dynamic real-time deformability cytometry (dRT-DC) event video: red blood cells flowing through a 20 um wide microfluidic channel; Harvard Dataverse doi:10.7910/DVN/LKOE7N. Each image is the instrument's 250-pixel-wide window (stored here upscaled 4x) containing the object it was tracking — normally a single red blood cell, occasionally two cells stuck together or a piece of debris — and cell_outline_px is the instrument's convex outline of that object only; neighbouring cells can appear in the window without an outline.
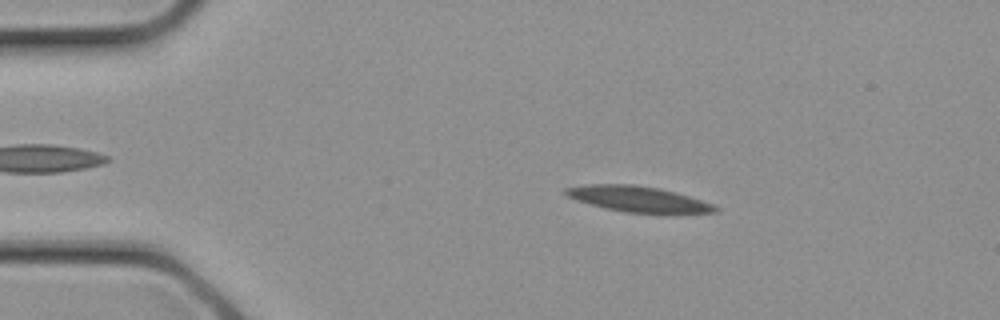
{"species": "common noctule bat (a hibernating species)", "species_latin": "Nyctalus noctula", "temperature_condition": "cold", "stored_images_in_passage": 9, "camera_frame_rate_fps": 3000, "um_per_image_px": 0.085, "animal": {"sex": "female", "body_mass_g": 21.9}, "frame": {"image": 1, "passage_image": 4, "time_ms": 1.0, "image_size_px": [1000, 320], "cell_outline_px": [[720, 212], [624, 212], [604, 208], [576, 200], [568, 196], [564, 192], [564, 188], [588, 184], [632, 184], [660, 188], [676, 192], [712, 204], [720, 208]], "centroid_in_image_um": [54.19, 16.9], "position_along_channel_um": 30.8, "area_um2": 21.96}}
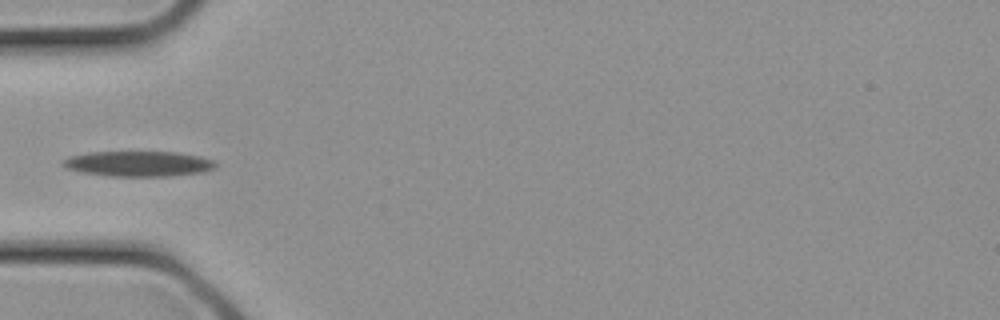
{"frame": {"image": 2, "passage_image": 8, "time_ms": 2.333, "image_size_px": [1000, 320], "cell_outline_px": [[216, 168], [204, 172], [172, 176], [108, 176], [80, 172], [64, 168], [60, 164], [60, 160], [68, 156], [88, 152], [176, 152], [200, 156], [216, 160]], "centroid_in_image_um": [11.73, 13.92], "position_along_channel_um": 73.3, "area_um2": 23.0}}